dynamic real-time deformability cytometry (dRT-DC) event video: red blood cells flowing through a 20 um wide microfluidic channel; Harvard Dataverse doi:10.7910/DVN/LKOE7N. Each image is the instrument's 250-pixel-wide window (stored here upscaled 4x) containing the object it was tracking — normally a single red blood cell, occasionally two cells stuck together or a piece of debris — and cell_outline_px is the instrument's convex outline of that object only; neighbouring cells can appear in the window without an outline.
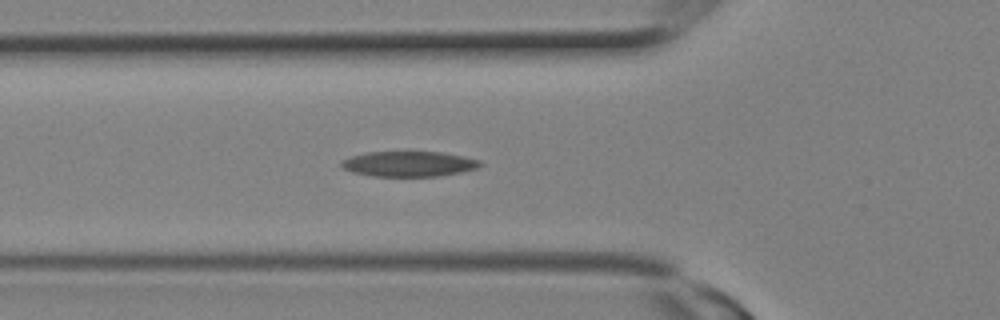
{"species": "Egyptian fruit bat (a non-hibernating species)", "species_latin": "Rousettus aegyptiacus", "temperature_condition": "room temperature", "stored_images_in_passage": 10, "camera_frame_rate_fps": 3000, "um_per_image_px": 0.085, "animal": {"sex": "female"}, "frame": {"image": 1, "passage_image": 5, "time_ms": 1.333, "image_size_px": [1000, 320], "cell_outline_px": [[484, 164], [476, 168], [460, 172], [436, 176], [372, 176], [352, 172], [344, 168], [340, 164], [340, 160], [352, 156], [368, 152], [440, 152], [464, 156], [480, 160]], "centroid_in_image_um": [34.75, 13.93], "position_along_channel_um": 91.1, "area_um2": 20.35}}
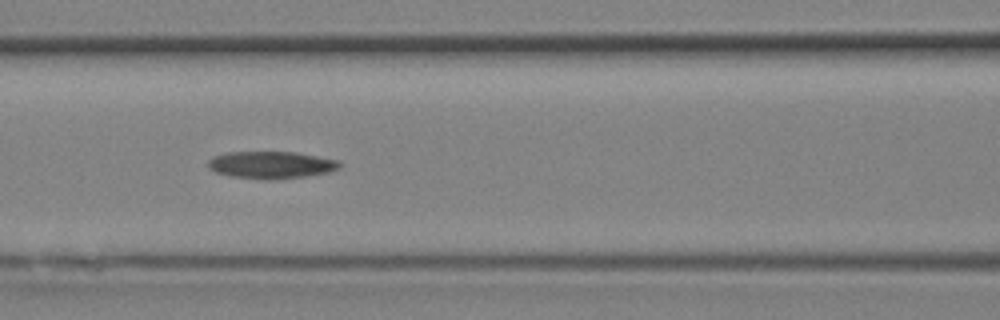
{"frame": {"image": 2, "passage_image": 7, "time_ms": 2.0, "image_size_px": [1000, 320], "cell_outline_px": [[340, 168], [328, 172], [304, 176], [268, 180], [264, 180], [232, 176], [216, 172], [208, 168], [208, 160], [212, 156], [228, 152], [296, 152], [340, 160]], "centroid_in_image_um": [23.04, 14.01], "position_along_channel_um": 143.6, "area_um2": 20.87}}
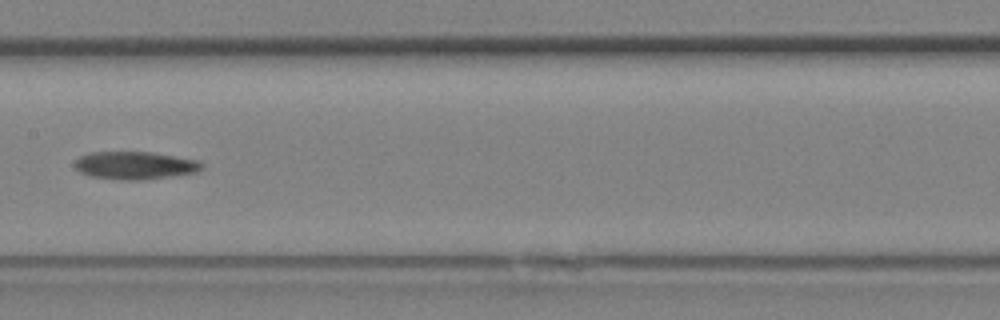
{"frame": {"image": 3, "passage_image": 9, "time_ms": 2.667, "image_size_px": [1000, 320], "cell_outline_px": [[204, 168], [200, 172], [172, 176], [140, 180], [120, 180], [88, 176], [80, 172], [72, 164], [80, 156], [88, 152], [152, 152], [196, 160], [204, 164]], "centroid_in_image_um": [11.47, 14.06], "position_along_channel_um": 195.9, "area_um2": 20.81}}